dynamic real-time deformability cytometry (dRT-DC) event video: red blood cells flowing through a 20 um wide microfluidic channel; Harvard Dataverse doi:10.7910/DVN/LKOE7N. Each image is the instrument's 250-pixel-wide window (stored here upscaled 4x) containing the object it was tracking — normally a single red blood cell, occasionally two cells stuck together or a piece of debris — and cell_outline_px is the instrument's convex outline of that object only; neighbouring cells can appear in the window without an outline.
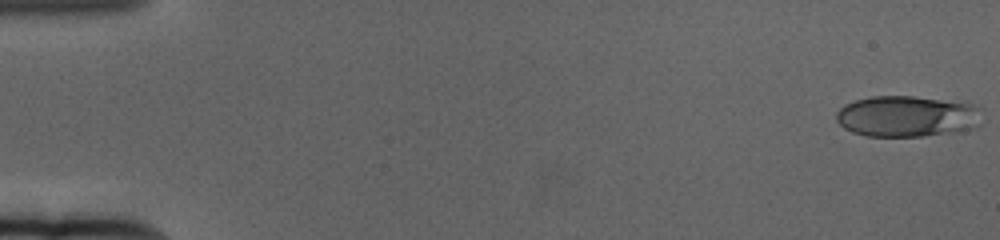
{"species": "human", "species_latin": "Homo sapiens", "temperature_condition": "cold", "stored_images_in_passage": 61, "camera_frame_rate_fps": 3000, "um_per_image_px": 0.085, "donor": {"sex": "female"}, "frame": {"image": 1, "passage_image": 1, "time_ms": 0.0, "image_size_px": [1000, 240], "cell_outline_px": [[980, 124], [976, 128], [960, 132], [920, 136], [864, 136], [852, 132], [844, 128], [836, 120], [836, 112], [844, 104], [856, 100], [872, 96], [912, 96], [964, 100], [980, 108]], "centroid_in_image_um": [77.16, 9.87], "position_along_channel_um": 7.8, "area_um2": 35.72}}
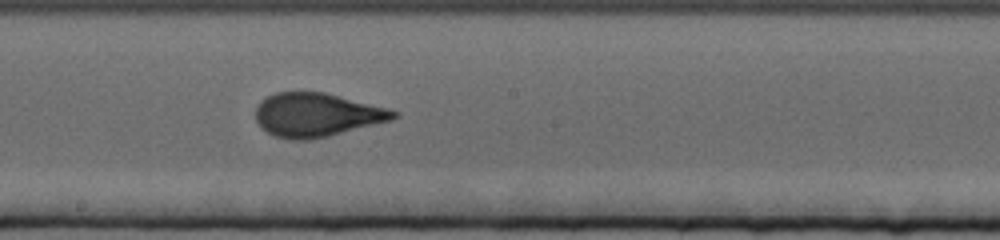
{"frame": {"image": 2, "passage_image": 34, "time_ms": 11.0, "image_size_px": [1000, 240], "cell_outline_px": [[400, 116], [392, 120], [328, 136], [308, 140], [292, 140], [272, 136], [256, 120], [256, 108], [260, 100], [276, 92], [324, 92], [388, 108], [400, 112]], "centroid_in_image_um": [26.94, 9.76], "position_along_channel_um": 221.3, "area_um2": 35.08}}
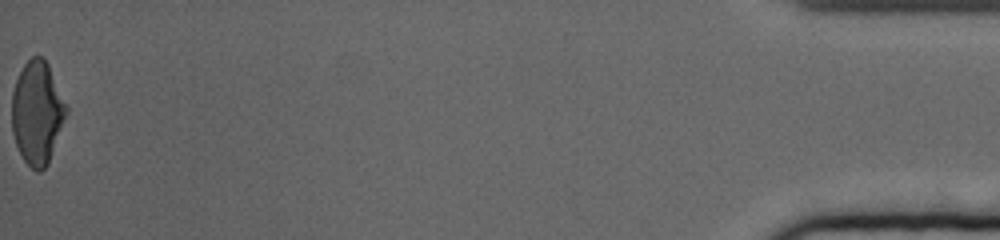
{"frame": {"image": 3, "passage_image": 61, "time_ms": 20.0, "image_size_px": [1000, 240], "cell_outline_px": [[68, 112], [48, 164], [40, 172], [36, 172], [24, 160], [16, 144], [12, 132], [12, 92], [16, 80], [24, 64], [32, 56], [44, 56], [48, 64], [68, 108]], "centroid_in_image_um": [3.16, 9.57], "position_along_channel_um": 432.0, "area_um2": 32.66}, "authors_computed_cell_mechanics": {"area_um2": 34.1598, "velocity_mm_per_s": 3.3703, "shape_relaxation_time_tau1_ms": 4.9886, "shape_relaxation_time_tau2_ms": 0.9041, "deformation_change_tau1": 0.1697, "deformation_change_tau2": 0.0803}}